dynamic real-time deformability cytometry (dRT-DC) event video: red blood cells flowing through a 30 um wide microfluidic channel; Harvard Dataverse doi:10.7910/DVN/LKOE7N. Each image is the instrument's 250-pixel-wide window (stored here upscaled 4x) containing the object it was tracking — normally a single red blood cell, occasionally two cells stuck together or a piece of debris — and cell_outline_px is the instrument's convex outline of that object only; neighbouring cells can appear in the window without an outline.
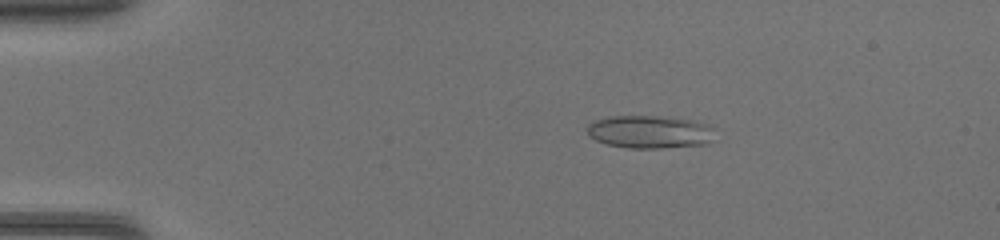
{"species": "common noctule bat (a hibernating species)", "species_latin": "Nyctalus noctula", "temperature_condition": "warm", "stored_images_in_passage": 45, "camera_frame_rate_fps": 3000, "um_per_image_px": 0.085, "animal": {"sex": "female", "body_mass_g": 17.0, "forearm_length_mm": 48.0}, "frame": {"image": 1, "passage_image": 8, "time_ms": 2.333, "image_size_px": [1000, 240], "cell_outline_px": [[712, 140], [708, 144], [660, 148], [628, 148], [608, 144], [596, 140], [588, 136], [588, 124], [592, 120], [608, 116], [660, 116], [692, 120], [708, 124], [712, 128]], "centroid_in_image_um": [55.2, 11.2], "position_along_channel_um": 29.8, "area_um2": 24.57}}
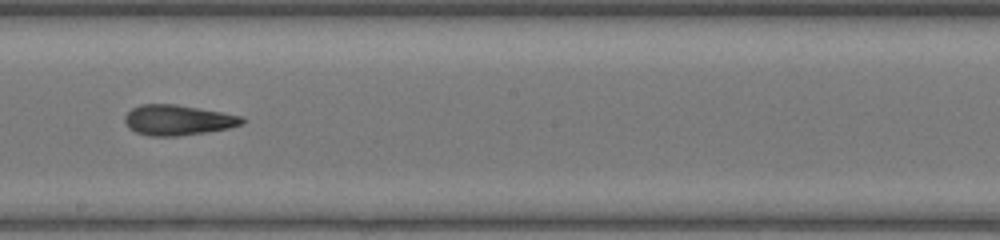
{"frame": {"image": 2, "passage_image": 26, "time_ms": 8.333, "image_size_px": [1000, 240], "cell_outline_px": [[244, 124], [228, 128], [204, 132], [176, 136], [148, 136], [136, 132], [128, 128], [124, 120], [124, 116], [132, 108], [140, 104], [176, 104], [244, 116]], "centroid_in_image_um": [15.1, 10.2], "position_along_channel_um": 233.1, "area_um2": 20.75}}
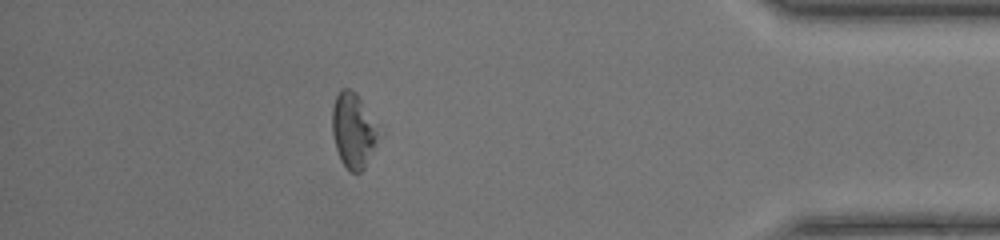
{"frame": {"image": 3, "passage_image": 40, "time_ms": 13.0, "image_size_px": [1000, 240], "cell_outline_px": [[384, 132], [364, 168], [360, 172], [352, 172], [340, 160], [336, 148], [332, 132], [332, 108], [336, 96], [340, 88], [348, 88], [356, 92]], "centroid_in_image_um": [30.09, 11.06], "position_along_channel_um": 405.1, "area_um2": 20.87}}